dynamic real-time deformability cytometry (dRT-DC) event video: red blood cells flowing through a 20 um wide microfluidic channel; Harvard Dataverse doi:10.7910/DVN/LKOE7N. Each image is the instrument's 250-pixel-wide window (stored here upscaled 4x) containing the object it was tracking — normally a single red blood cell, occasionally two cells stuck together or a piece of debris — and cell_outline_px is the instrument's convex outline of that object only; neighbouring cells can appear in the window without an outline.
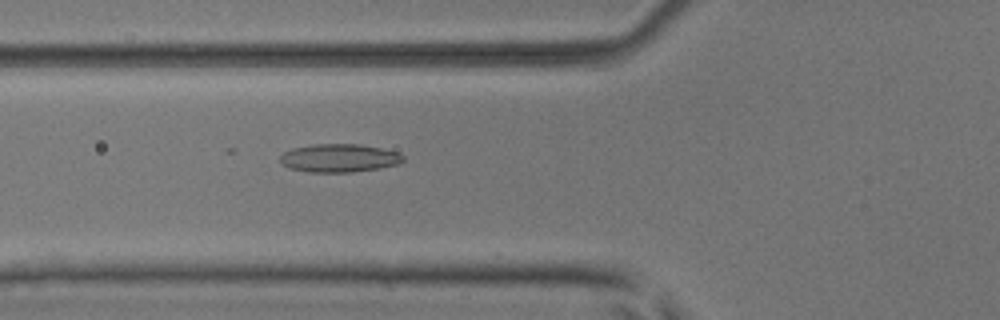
{"species": "common noctule bat (a hibernating species)", "species_latin": "Nyctalus noctula", "temperature_condition": "room temperature", "stored_images_in_passage": 41, "camera_frame_rate_fps": 3000, "um_per_image_px": 0.085, "animal": {"sex": "male", "body_mass_g": 17.9, "forearm_length_mm": 54.2}, "frame": {"image": 1, "passage_image": 10, "time_ms": 3.0, "image_size_px": [1000, 320], "cell_outline_px": [[404, 160], [400, 164], [380, 168], [352, 172], [308, 172], [288, 168], [280, 164], [280, 156], [284, 152], [292, 148], [312, 144], [360, 144], [400, 152], [404, 156]], "centroid_in_image_um": [28.83, 13.43], "position_along_channel_um": 97.0, "area_um2": 20.52}}
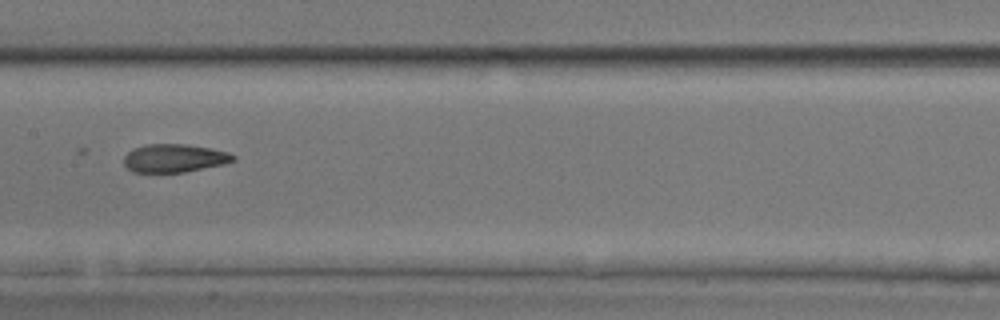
{"frame": {"image": 2, "passage_image": 17, "time_ms": 5.333, "image_size_px": [1000, 320], "cell_outline_px": [[236, 160], [224, 164], [184, 172], [132, 172], [124, 164], [124, 156], [132, 148], [144, 144], [188, 144], [212, 148], [228, 152], [236, 156]], "centroid_in_image_um": [14.82, 13.43], "position_along_channel_um": 192.6, "area_um2": 18.15}}
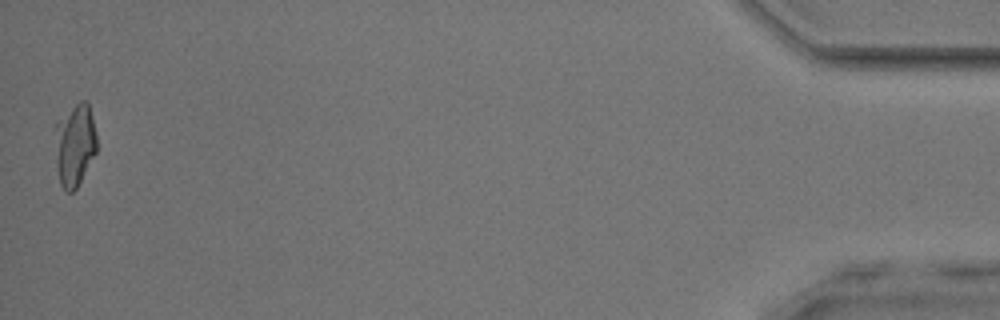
{"frame": {"image": 3, "passage_image": 41, "time_ms": 13.333, "image_size_px": [1000, 320], "cell_outline_px": [[96, 152], [76, 188], [72, 192], [68, 192], [60, 184], [56, 164], [52, 128], [56, 120], [80, 100], [88, 100], [92, 116], [96, 136]], "centroid_in_image_um": [6.3, 12.25], "position_along_channel_um": 428.9, "area_um2": 20.52}}